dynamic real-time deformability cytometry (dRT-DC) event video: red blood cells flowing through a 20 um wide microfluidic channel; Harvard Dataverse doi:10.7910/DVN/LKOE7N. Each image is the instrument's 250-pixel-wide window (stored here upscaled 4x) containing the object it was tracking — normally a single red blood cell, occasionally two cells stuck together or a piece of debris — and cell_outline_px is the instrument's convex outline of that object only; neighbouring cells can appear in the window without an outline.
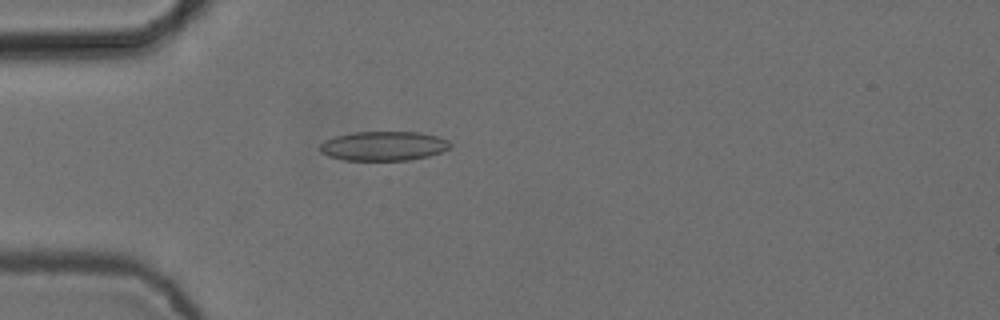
{"species": "common noctule bat (a hibernating species)", "species_latin": "Nyctalus noctula", "temperature_condition": "cold", "stored_images_in_passage": 5, "camera_frame_rate_fps": 3000, "um_per_image_px": 0.085, "animal": {"sex": "female", "body_mass_g": 24.6, "forearm_length_mm": 56.2}, "frame": {"image": 1, "passage_image": 5, "time_ms": 1.333, "image_size_px": [1000, 320], "cell_outline_px": [[452, 144], [448, 148], [440, 152], [428, 156], [408, 160], [344, 160], [328, 156], [320, 152], [320, 144], [324, 140], [336, 136], [352, 132], [416, 132], [436, 136], [448, 140]], "centroid_in_image_um": [32.57, 12.41], "position_along_channel_um": 52.4, "area_um2": 22.2}}